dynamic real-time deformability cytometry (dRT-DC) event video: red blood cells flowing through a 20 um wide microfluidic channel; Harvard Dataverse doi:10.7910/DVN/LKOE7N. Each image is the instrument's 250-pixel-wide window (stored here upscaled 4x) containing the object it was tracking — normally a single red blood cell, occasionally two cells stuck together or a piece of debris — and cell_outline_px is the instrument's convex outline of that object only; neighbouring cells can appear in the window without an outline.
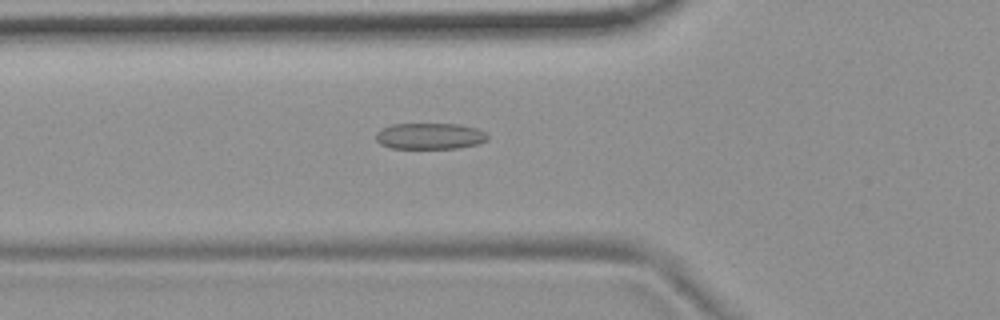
{"species": "common noctule bat (a hibernating species)", "species_latin": "Nyctalus noctula", "temperature_condition": "room temperature", "stored_images_in_passage": 40, "camera_frame_rate_fps": 3000, "um_per_image_px": 0.085, "animal": {"sex": "female", "body_mass_g": 19.9}, "frame": {"image": 1, "passage_image": 5, "time_ms": 1.333, "image_size_px": [1000, 320], "cell_outline_px": [[488, 140], [476, 144], [460, 148], [392, 148], [380, 144], [376, 140], [376, 132], [392, 124], [460, 124], [476, 128], [484, 132], [488, 136]], "centroid_in_image_um": [36.54, 11.57], "position_along_channel_um": 89.3, "area_um2": 16.99}}
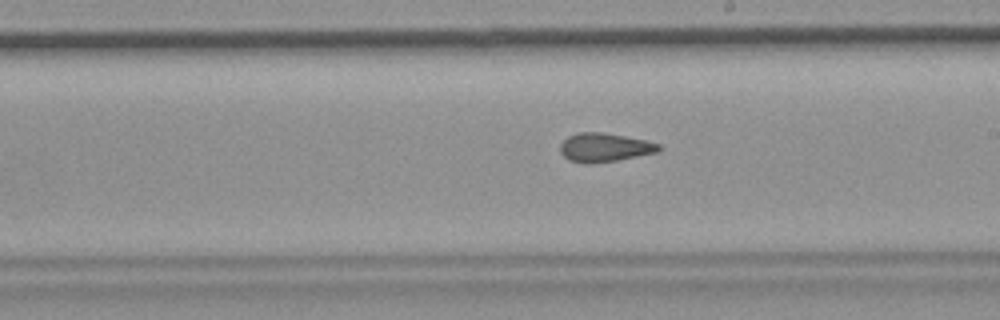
{"frame": {"image": 2, "passage_image": 17, "time_ms": 5.333, "image_size_px": [1000, 320], "cell_outline_px": [[664, 148], [660, 152], [616, 160], [592, 164], [588, 164], [568, 160], [560, 152], [560, 144], [568, 136], [580, 132], [604, 132], [644, 140], [660, 144]], "centroid_in_image_um": [51.41, 12.54], "position_along_channel_um": 237.6, "area_um2": 16.65}}
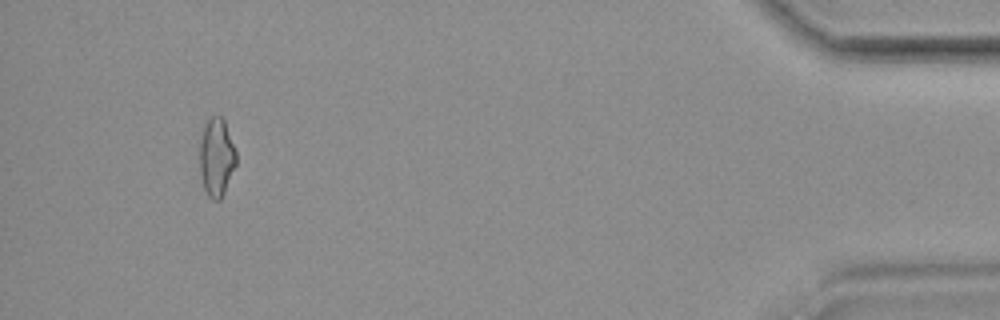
{"frame": {"image": 3, "passage_image": 37, "time_ms": 12.0, "image_size_px": [1000, 320], "cell_outline_px": [[236, 164], [224, 192], [220, 200], [212, 200], [208, 196], [204, 188], [200, 176], [200, 140], [204, 124], [212, 116], [220, 116], [224, 120], [236, 152]], "centroid_in_image_um": [18.39, 13.38], "position_along_channel_um": 416.8, "area_um2": 16.53}, "authors_computed_cell_mechanics": {"area_um2": 16.6175, "velocity_mm_per_s": 3.7092, "shape_relaxation_time_tau1_ms": null, "shape_relaxation_time_tau2_ms": 1.9194, "deformation_change_tau1": null, "deformation_change_tau2": 0.1003}}